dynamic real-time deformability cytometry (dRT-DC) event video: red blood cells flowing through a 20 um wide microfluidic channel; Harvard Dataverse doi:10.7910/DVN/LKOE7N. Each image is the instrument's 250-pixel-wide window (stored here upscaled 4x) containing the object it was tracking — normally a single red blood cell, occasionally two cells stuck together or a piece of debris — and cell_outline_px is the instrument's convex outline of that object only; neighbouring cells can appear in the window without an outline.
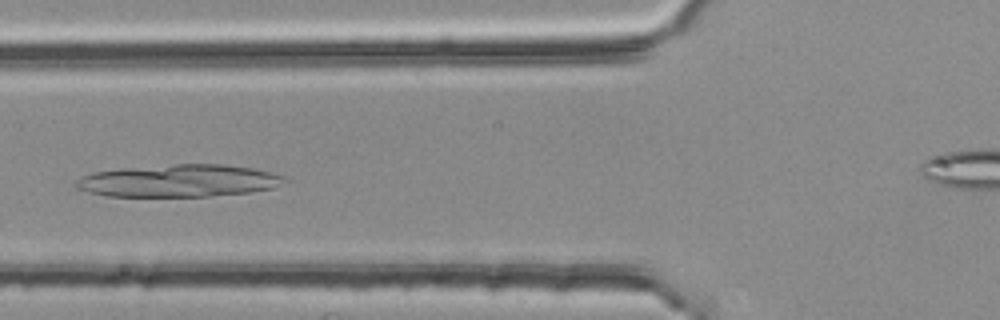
{"species": "common noctule bat (a hibernating species)", "species_latin": "Nyctalus noctula", "temperature_condition": "room temperature", "stored_images_in_passage": 3, "camera_frame_rate_fps": 3000, "um_per_image_px": 0.085, "animal": {"sex": "female", "body_mass_g": 25.1}, "frame": {"image": 1, "passage_image": 3, "time_ms": 0.667, "image_size_px": [1000, 320], "cell_outline_px": [[288, 180], [272, 188], [252, 192], [208, 196], [108, 196], [88, 192], [76, 188], [76, 180], [84, 176], [96, 172], [128, 168], [176, 164], [220, 164], [252, 168], [288, 176]], "centroid_in_image_um": [15.27, 15.37], "position_along_channel_um": 110.5, "area_um2": 39.02}}